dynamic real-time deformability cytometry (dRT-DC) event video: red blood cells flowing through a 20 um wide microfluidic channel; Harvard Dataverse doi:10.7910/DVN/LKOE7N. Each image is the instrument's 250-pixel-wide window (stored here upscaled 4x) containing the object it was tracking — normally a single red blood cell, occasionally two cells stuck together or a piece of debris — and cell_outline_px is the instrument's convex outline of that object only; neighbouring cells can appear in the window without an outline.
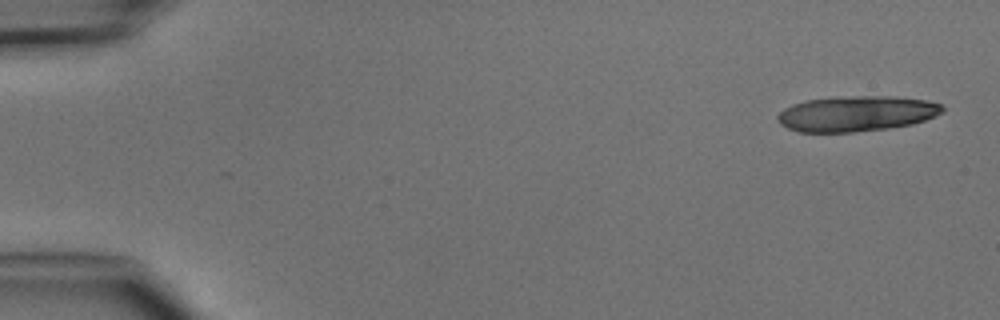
{"species": "common noctule bat (a hibernating species)", "species_latin": "Nyctalus noctula", "temperature_condition": "cold", "stored_images_in_passage": 5, "camera_frame_rate_fps": 3000, "um_per_image_px": 0.085, "animal": {"sex": "male", "body_mass_g": 15.6}, "frame": {"image": 1, "passage_image": 1, "time_ms": 0.0, "image_size_px": [1000, 320], "cell_outline_px": [[944, 112], [936, 116], [912, 124], [888, 128], [852, 132], [800, 132], [788, 128], [780, 124], [776, 120], [776, 116], [784, 108], [792, 104], [804, 100], [852, 96], [896, 96], [928, 100], [940, 104], [944, 108]], "centroid_in_image_um": [72.8, 9.65], "position_along_channel_um": 12.2, "area_um2": 34.22}}
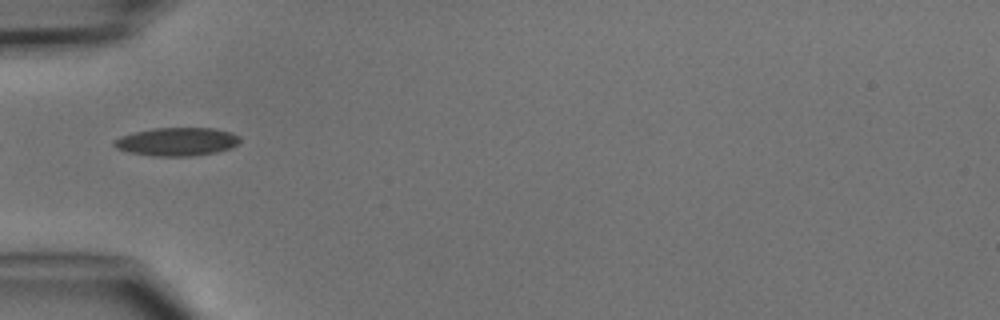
{"frame": {"image": 2, "passage_image": 5, "time_ms": 4.667, "image_size_px": [1000, 320], "cell_outline_px": [[240, 140], [232, 148], [216, 152], [188, 156], [156, 156], [128, 152], [116, 148], [112, 144], [112, 140], [120, 136], [152, 128], [212, 128], [232, 132], [240, 136]], "centroid_in_image_um": [15.02, 12.04], "position_along_channel_um": 70.0, "area_um2": 20.75}}